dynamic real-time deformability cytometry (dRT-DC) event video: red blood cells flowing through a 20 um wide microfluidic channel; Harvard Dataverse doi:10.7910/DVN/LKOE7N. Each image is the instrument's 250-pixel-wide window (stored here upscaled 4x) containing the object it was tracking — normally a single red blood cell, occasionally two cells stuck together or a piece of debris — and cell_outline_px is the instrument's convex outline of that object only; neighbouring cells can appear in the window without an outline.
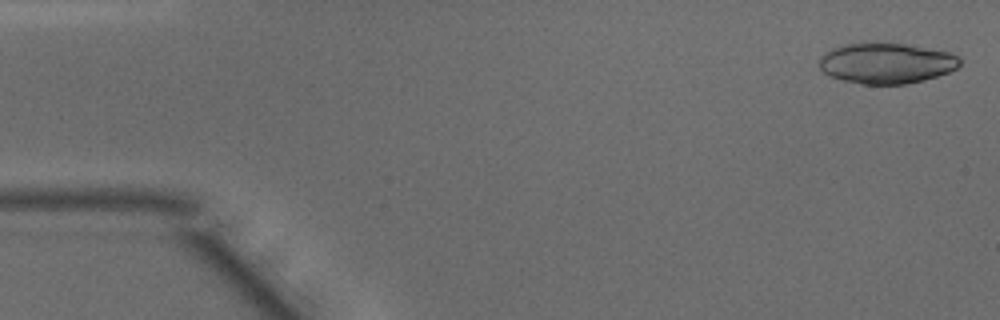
{"species": "common noctule bat (a hibernating species)", "species_latin": "Nyctalus noctula", "temperature_condition": "warm", "stored_images_in_passage": 47, "camera_frame_rate_fps": 3000, "um_per_image_px": 0.085, "animal": {"sex": "male", "body_mass_g": 15.6}, "frame": {"image": 1, "passage_image": 1, "time_ms": 0.0, "image_size_px": [1000, 320], "cell_outline_px": [[960, 64], [956, 68], [948, 72], [924, 80], [908, 84], [864, 84], [844, 80], [832, 76], [824, 72], [820, 68], [820, 56], [832, 48], [844, 44], [904, 44], [948, 52], [956, 56], [960, 60]], "centroid_in_image_um": [75.33, 5.39], "position_along_channel_um": 9.7, "area_um2": 32.6}}